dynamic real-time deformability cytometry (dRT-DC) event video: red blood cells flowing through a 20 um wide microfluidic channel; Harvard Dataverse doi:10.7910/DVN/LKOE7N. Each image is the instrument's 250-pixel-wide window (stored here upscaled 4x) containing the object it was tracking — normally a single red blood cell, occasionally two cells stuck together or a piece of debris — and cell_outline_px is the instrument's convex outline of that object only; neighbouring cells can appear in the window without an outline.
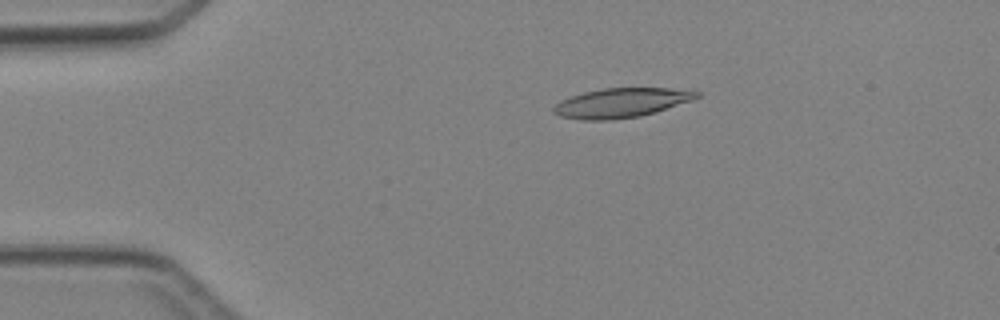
{"species": "Egyptian fruit bat (a non-hibernating species)", "species_latin": "Rousettus aegyptiacus", "temperature_condition": "cold", "stored_images_in_passage": 4, "camera_frame_rate_fps": 3000, "um_per_image_px": 0.085, "animal": {"sex": "female"}, "frame": {"image": 1, "passage_image": 3, "time_ms": 2.333, "image_size_px": [1000, 320], "cell_outline_px": [[700, 96], [692, 100], [656, 112], [640, 116], [612, 120], [580, 120], [560, 116], [552, 112], [552, 108], [560, 100], [584, 92], [600, 88], [668, 88], [700, 92]], "centroid_in_image_um": [52.77, 8.74], "position_along_channel_um": 32.2, "area_um2": 24.57}}